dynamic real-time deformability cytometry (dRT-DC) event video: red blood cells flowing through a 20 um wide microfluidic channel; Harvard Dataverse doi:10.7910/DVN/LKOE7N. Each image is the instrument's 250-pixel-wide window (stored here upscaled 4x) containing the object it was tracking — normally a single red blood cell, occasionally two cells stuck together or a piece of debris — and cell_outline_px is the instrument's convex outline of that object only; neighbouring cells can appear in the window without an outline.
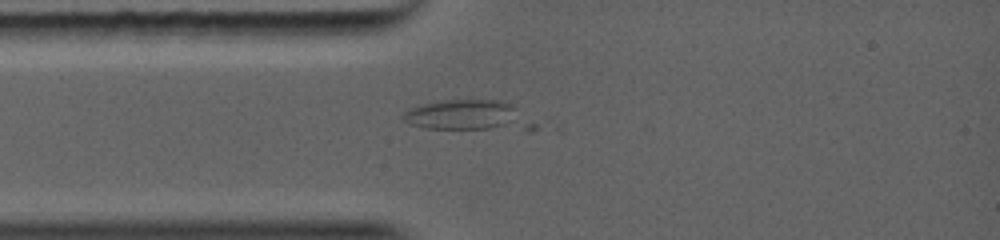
{"species": "common noctule bat (a hibernating species)", "species_latin": "Nyctalus noctula", "temperature_condition": "warm", "stored_images_in_passage": 3, "camera_frame_rate_fps": 5000, "um_per_image_px": 0.085, "animal": {"sex": "female", "body_mass_g": 19.0, "forearm_length_mm": 56.7}, "frame": {"image": 1, "passage_image": 3, "time_ms": 1.6, "image_size_px": [1000, 240], "cell_outline_px": [[516, 104], [496, 124], [480, 128], [432, 128], [420, 124], [408, 112], [412, 108], [436, 100], [472, 96], [512, 100]], "centroid_in_image_um": [39.28, 9.55], "position_along_channel_um": 45.7, "area_um2": 18.61}}